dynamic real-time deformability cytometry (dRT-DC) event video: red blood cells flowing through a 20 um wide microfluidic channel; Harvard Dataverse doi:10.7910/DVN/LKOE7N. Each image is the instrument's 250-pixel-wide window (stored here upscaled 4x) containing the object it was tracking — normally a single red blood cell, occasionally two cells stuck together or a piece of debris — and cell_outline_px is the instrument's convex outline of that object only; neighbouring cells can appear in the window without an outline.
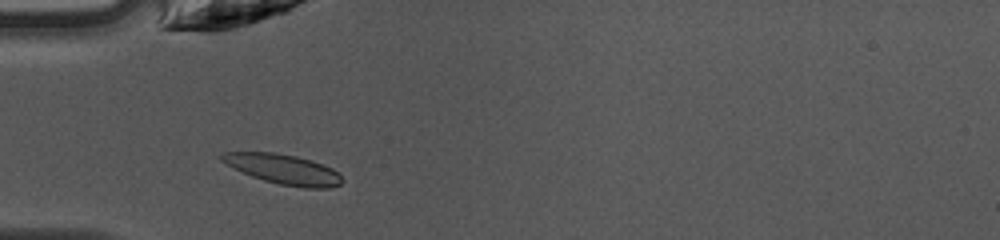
{"species": "common noctule bat (a hibernating species)", "species_latin": "Nyctalus noctula", "temperature_condition": "warm", "stored_images_in_passage": 38, "camera_frame_rate_fps": 3000, "um_per_image_px": 0.085, "animal": {"sex": "female", "body_mass_g": 10.0, "forearm_length_mm": 53.1}, "frame": {"image": 1, "passage_image": 5, "time_ms": 1.333, "image_size_px": [1000, 240], "cell_outline_px": [[344, 180], [340, 184], [328, 188], [304, 188], [280, 184], [264, 180], [252, 176], [232, 168], [220, 160], [216, 156], [220, 152], [272, 152], [296, 156], [332, 168], [340, 172]], "centroid_in_image_um": [24.04, 14.38], "position_along_channel_um": 61.0, "area_um2": 21.04}}
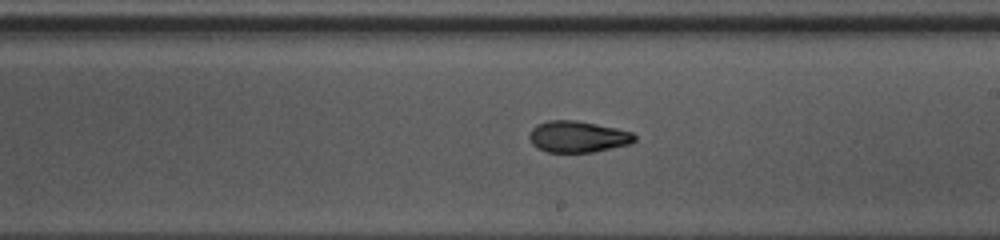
{"frame": {"image": 2, "passage_image": 18, "time_ms": 5.667, "image_size_px": [1000, 240], "cell_outline_px": [[636, 140], [632, 144], [592, 152], [548, 152], [536, 148], [532, 144], [528, 136], [532, 128], [536, 124], [548, 120], [576, 120], [616, 128], [632, 132], [636, 136]], "centroid_in_image_um": [49.1, 11.62], "position_along_channel_um": 239.9, "area_um2": 19.42}}
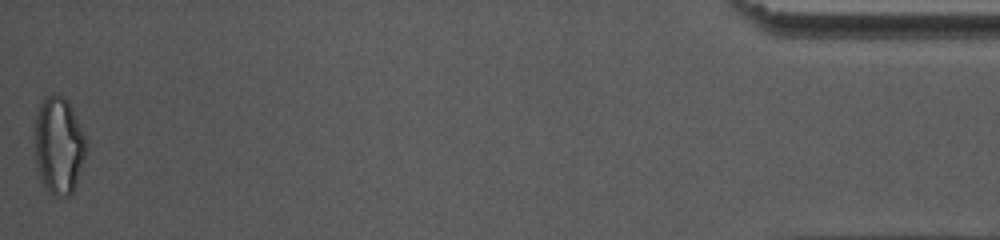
{"frame": {"image": 3, "passage_image": 38, "time_ms": 12.333, "image_size_px": [1000, 240], "cell_outline_px": [[88, 148], [72, 196], [64, 196], [52, 192], [40, 180], [36, 160], [36, 116], [40, 100], [44, 96], [64, 96], [68, 100], [72, 108], [88, 144]], "centroid_in_image_um": [5.02, 12.34], "position_along_channel_um": 430.2, "area_um2": 28.84}, "authors_computed_cell_mechanics": {"area_um2": 19.9699, "velocity_mm_per_s": 4.166, "shape_relaxation_time_tau1_ms": 5.3961, "shape_relaxation_time_tau2_ms": 1.866, "deformation_change_tau1": 0.1693, "deformation_change_tau2": 0.0832}}